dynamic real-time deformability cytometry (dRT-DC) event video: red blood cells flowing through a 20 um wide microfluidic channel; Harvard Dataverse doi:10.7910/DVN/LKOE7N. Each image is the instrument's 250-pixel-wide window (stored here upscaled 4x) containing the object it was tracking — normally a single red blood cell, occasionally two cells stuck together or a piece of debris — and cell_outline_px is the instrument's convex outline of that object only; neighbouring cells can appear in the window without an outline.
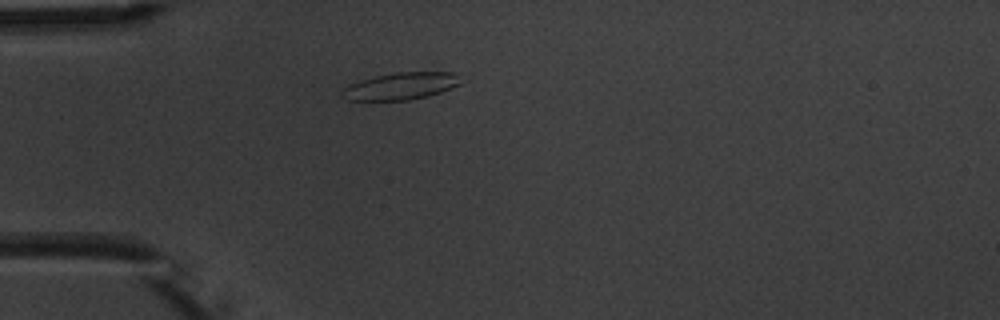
{"species": "common noctule bat (a hibernating species)", "species_latin": "Nyctalus noctula", "temperature_condition": "warm", "stored_images_in_passage": 4, "camera_frame_rate_fps": 3000, "um_per_image_px": 0.085, "animal": {"sex": "male", "body_mass_g": 20.1, "forearm_length_mm": 53.5}, "frame": {"image": 1, "passage_image": 3, "time_ms": 2.333, "image_size_px": [1000, 320], "cell_outline_px": [[460, 84], [440, 92], [428, 96], [408, 100], [344, 100], [340, 96], [340, 92], [348, 84], [360, 80], [376, 76], [396, 72], [460, 72]], "centroid_in_image_um": [34.05, 7.31], "position_along_channel_um": 51.0, "area_um2": 18.9}}